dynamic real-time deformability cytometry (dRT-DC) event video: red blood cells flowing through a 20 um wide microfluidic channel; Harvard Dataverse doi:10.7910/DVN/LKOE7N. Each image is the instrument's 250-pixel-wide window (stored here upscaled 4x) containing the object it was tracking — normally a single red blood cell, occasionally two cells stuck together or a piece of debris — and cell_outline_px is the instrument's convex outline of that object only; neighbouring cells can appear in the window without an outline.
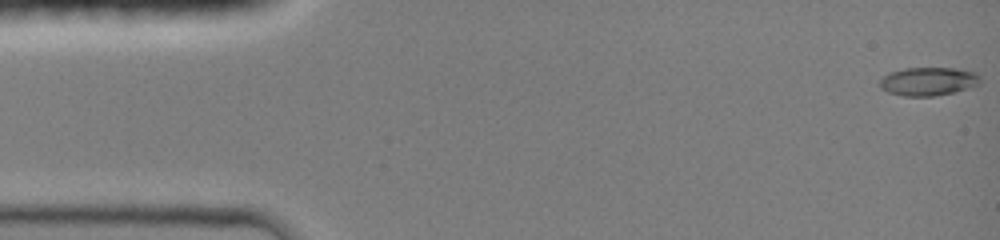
{"species": "common noctule bat (a hibernating species)", "species_latin": "Nyctalus noctula", "temperature_condition": "room temperature", "stored_images_in_passage": 46, "camera_frame_rate_fps": 3000, "um_per_image_px": 0.085, "animal": {"sex": "female", "body_mass_g": 19.0, "forearm_length_mm": 51.5}, "frame": {"image": 1, "passage_image": 1, "time_ms": 0.0, "image_size_px": [1000, 240], "cell_outline_px": [[980, 80], [976, 84], [968, 88], [956, 92], [932, 96], [904, 96], [888, 92], [880, 88], [880, 80], [888, 72], [904, 68], [952, 68], [976, 72], [980, 76]], "centroid_in_image_um": [78.88, 6.91], "position_along_channel_um": 6.1, "area_um2": 16.59}}
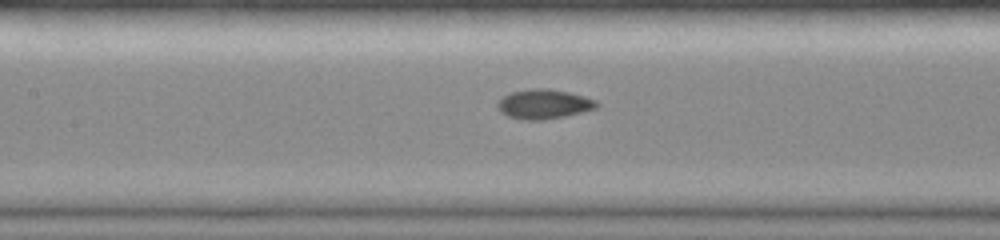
{"frame": {"image": 2, "passage_image": 21, "time_ms": 6.667, "image_size_px": [1000, 240], "cell_outline_px": [[600, 104], [596, 108], [564, 116], [540, 120], [524, 120], [508, 116], [500, 112], [496, 104], [504, 96], [512, 92], [532, 88], [548, 88], [568, 92], [584, 96], [596, 100]], "centroid_in_image_um": [46.22, 8.84], "position_along_channel_um": 161.2, "area_um2": 16.94}}
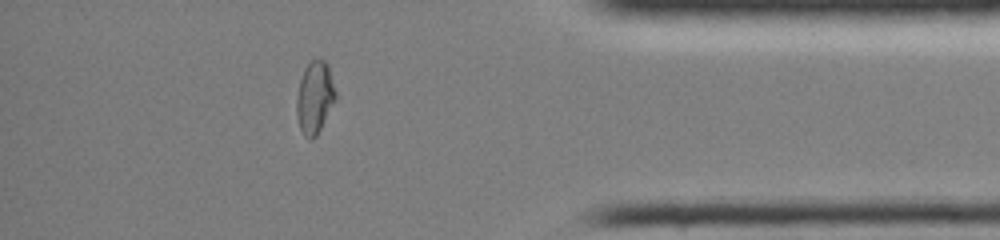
{"frame": {"image": 3, "passage_image": 40, "time_ms": 13.0, "image_size_px": [1000, 240], "cell_outline_px": [[336, 100], [316, 136], [312, 140], [308, 140], [304, 136], [300, 128], [296, 116], [296, 100], [300, 80], [304, 68], [312, 60], [324, 60], [328, 64], [336, 92]], "centroid_in_image_um": [26.75, 8.31], "position_along_channel_um": 408.5, "area_um2": 16.47}, "authors_computed_cell_mechanics": {"area_um2": 16.2996, "velocity_mm_per_s": 4.1889, "shape_relaxation_time_tau1_ms": 6.0047, "shape_relaxation_time_tau2_ms": null, "deformation_change_tau1": 0.2087, "deformation_change_tau2": null}}